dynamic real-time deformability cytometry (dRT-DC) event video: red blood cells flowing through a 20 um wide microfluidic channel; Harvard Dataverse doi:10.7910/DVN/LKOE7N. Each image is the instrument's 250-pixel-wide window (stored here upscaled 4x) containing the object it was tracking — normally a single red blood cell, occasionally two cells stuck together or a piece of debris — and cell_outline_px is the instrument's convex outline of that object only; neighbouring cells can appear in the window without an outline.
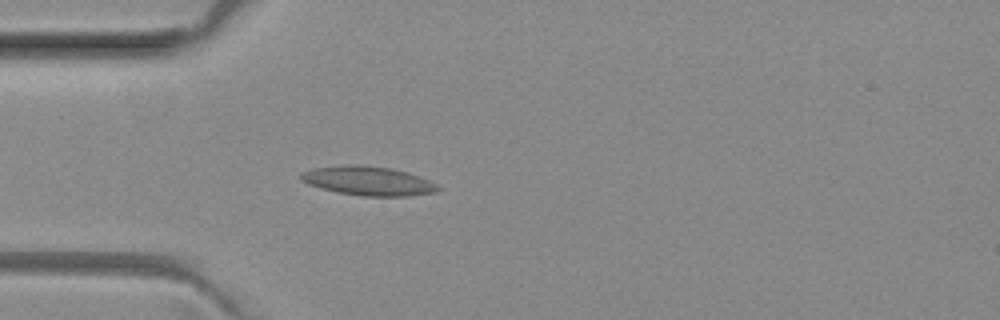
{"species": "common noctule bat (a hibernating species)", "species_latin": "Nyctalus noctula", "temperature_condition": "room temperature", "stored_images_in_passage": 3, "camera_frame_rate_fps": 3000, "um_per_image_px": 0.085, "animal": {"sex": "female", "body_mass_g": 29.2, "forearm_length_mm": 56.3}, "frame": {"image": 1, "passage_image": 3, "time_ms": 0.667, "image_size_px": [1000, 320], "cell_outline_px": [[440, 188], [436, 192], [408, 196], [360, 196], [336, 192], [320, 188], [308, 184], [300, 180], [300, 172], [312, 168], [344, 164], [360, 164], [392, 168], [408, 172], [428, 180], [436, 184]], "centroid_in_image_um": [31.24, 15.36], "position_along_channel_um": 53.8, "area_um2": 23.52}}